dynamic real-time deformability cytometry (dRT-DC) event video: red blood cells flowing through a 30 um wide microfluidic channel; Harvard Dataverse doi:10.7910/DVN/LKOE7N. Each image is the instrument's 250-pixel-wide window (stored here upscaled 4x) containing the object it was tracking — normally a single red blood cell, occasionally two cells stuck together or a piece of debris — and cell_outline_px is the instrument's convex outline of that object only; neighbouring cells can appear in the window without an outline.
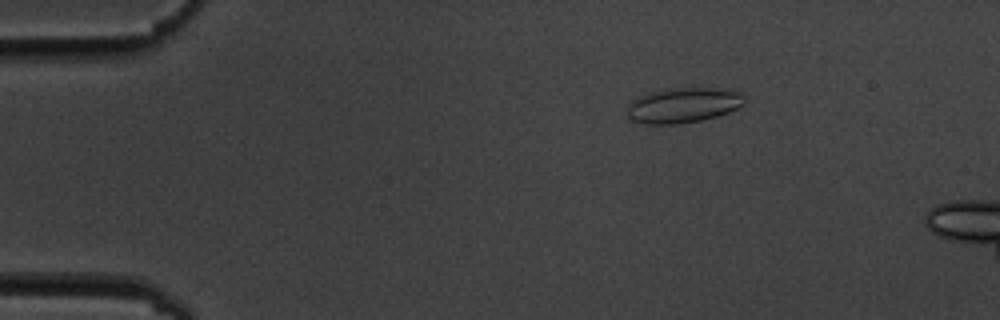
{"species": "common noctule bat (a hibernating species)", "species_latin": "Nyctalus noctula", "temperature_condition": "cold", "stored_images_in_passage": 5, "camera_frame_rate_fps": 3000, "um_per_image_px": 0.085, "animal": {"sex": "male", "body_mass_g": 19.5, "forearm_length_mm": 54.6}, "frame": {"image": 1, "passage_image": 3, "time_ms": 2.333, "image_size_px": [1000, 320], "cell_outline_px": [[744, 104], [728, 112], [716, 116], [700, 120], [676, 124], [644, 124], [632, 120], [628, 116], [628, 104], [636, 96], [652, 92], [676, 88], [716, 88], [736, 92], [744, 96]], "centroid_in_image_um": [58.02, 8.95], "position_along_channel_um": 27.0, "area_um2": 23.7}}